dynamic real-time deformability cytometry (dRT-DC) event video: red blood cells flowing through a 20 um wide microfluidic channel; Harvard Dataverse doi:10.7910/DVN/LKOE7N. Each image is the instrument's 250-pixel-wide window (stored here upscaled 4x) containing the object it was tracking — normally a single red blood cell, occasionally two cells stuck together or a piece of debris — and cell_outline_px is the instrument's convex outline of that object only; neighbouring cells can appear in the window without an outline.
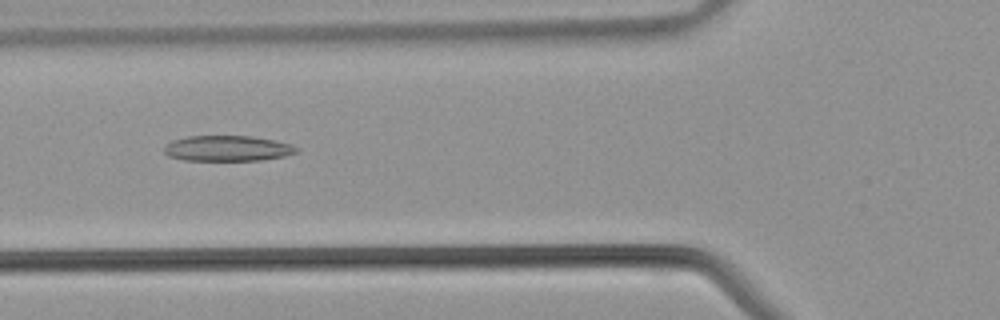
{"species": "common noctule bat (a hibernating species)", "species_latin": "Nyctalus noctula", "temperature_condition": "warm", "stored_images_in_passage": 41, "camera_frame_rate_fps": 3000, "um_per_image_px": 0.085, "animal": {"sex": "male", "body_mass_g": 21.5, "forearm_length_mm": 52.0}, "frame": {"image": 1, "passage_image": 15, "time_ms": 4.667, "image_size_px": [1000, 320], "cell_outline_px": [[296, 152], [284, 156], [260, 160], [184, 160], [168, 156], [164, 152], [164, 148], [172, 140], [188, 136], [252, 136], [292, 144], [296, 148]], "centroid_in_image_um": [19.3, 12.61], "position_along_channel_um": 106.5, "area_um2": 19.48}}
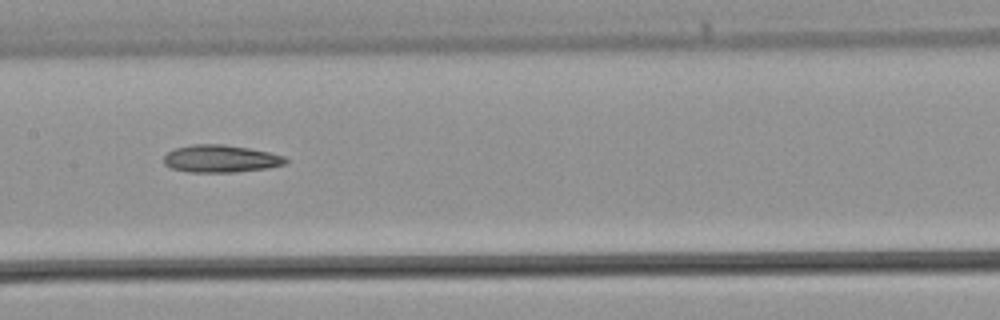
{"frame": {"image": 2, "passage_image": 20, "time_ms": 6.333, "image_size_px": [1000, 320], "cell_outline_px": [[288, 160], [284, 164], [268, 168], [236, 172], [188, 172], [172, 168], [164, 164], [164, 156], [168, 152], [176, 148], [192, 144], [224, 144], [248, 148], [268, 152], [284, 156]], "centroid_in_image_um": [18.75, 13.49], "position_along_channel_um": 188.7, "area_um2": 19.42}}
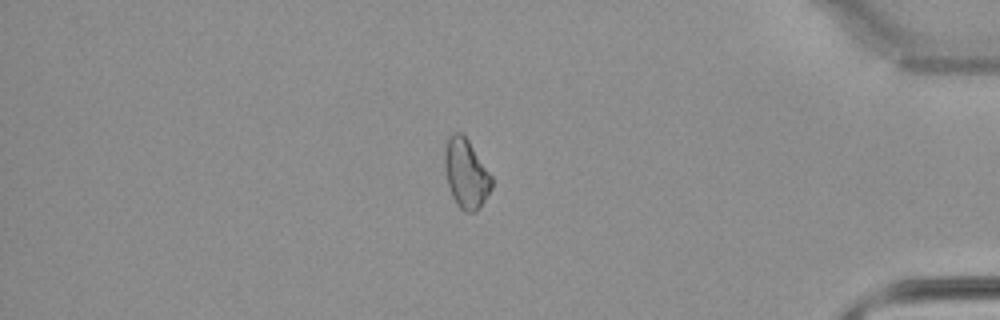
{"frame": {"image": 3, "passage_image": 35, "time_ms": 11.333, "image_size_px": [1000, 320], "cell_outline_px": [[492, 188], [480, 208], [476, 212], [464, 212], [456, 204], [452, 196], [448, 184], [444, 164], [444, 152], [448, 140], [452, 132], [460, 132], [468, 140], [492, 176]], "centroid_in_image_um": [39.62, 14.78], "position_along_channel_um": 395.6, "area_um2": 18.9}}